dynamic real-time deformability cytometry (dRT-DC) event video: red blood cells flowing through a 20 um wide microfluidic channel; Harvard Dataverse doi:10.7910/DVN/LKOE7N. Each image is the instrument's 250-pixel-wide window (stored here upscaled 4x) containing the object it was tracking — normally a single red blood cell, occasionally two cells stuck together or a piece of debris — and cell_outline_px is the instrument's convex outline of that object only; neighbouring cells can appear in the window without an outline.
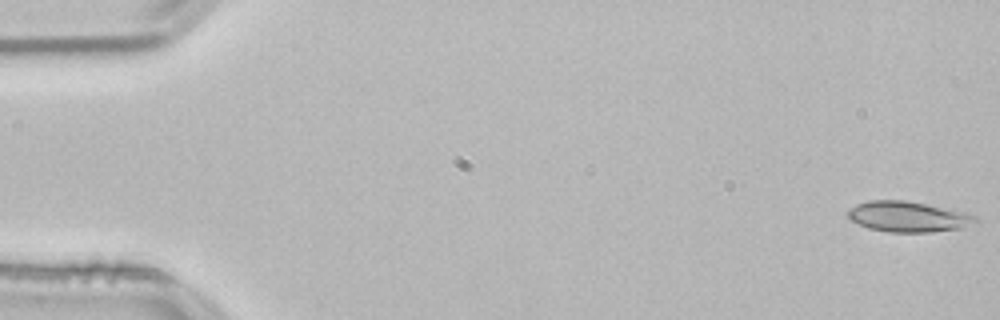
{"species": "common noctule bat (a hibernating species)", "species_latin": "Nyctalus noctula", "temperature_condition": "room temperature", "stored_images_in_passage": 9, "camera_frame_rate_fps": 3000, "um_per_image_px": 0.085, "animal": {"sex": "male", "body_mass_g": 21.5, "forearm_length_mm": 52.0}, "frame": {"image": 1, "passage_image": 1, "time_ms": 0.0, "image_size_px": [1000, 320], "cell_outline_px": [[976, 220], [960, 228], [932, 232], [888, 232], [868, 228], [852, 220], [848, 216], [848, 208], [856, 204], [868, 200], [904, 200], [964, 212], [976, 216]], "centroid_in_image_um": [77.11, 18.41], "position_along_channel_um": 7.9, "area_um2": 22.31}}